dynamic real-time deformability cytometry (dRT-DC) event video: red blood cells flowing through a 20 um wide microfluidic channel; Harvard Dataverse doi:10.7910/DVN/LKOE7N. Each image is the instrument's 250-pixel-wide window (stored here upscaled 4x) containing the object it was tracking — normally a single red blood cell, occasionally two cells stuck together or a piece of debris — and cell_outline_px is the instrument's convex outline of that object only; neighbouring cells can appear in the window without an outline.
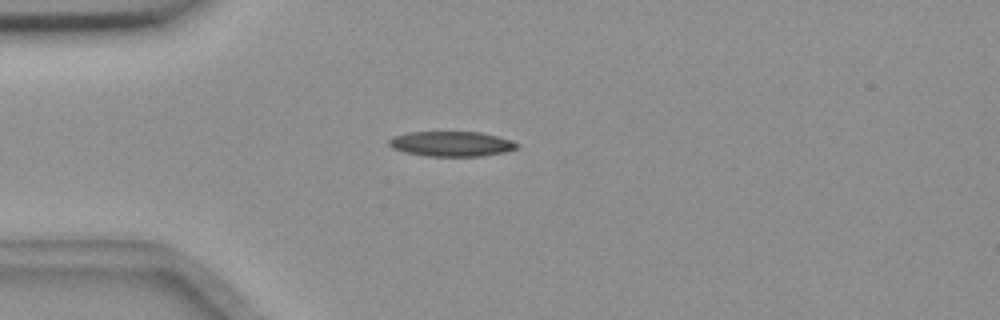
{"species": "common noctule bat (a hibernating species)", "species_latin": "Nyctalus noctula", "temperature_condition": "room temperature", "stored_images_in_passage": 1, "camera_frame_rate_fps": 3000, "um_per_image_px": 0.085, "animal": {"sex": "female", "body_mass_g": 18.4}, "frame": {"image": 1, "passage_image": 1, "time_ms": 0.0, "image_size_px": [1000, 320], "cell_outline_px": [[520, 144], [516, 148], [504, 152], [484, 156], [424, 156], [404, 152], [392, 148], [388, 144], [388, 140], [392, 136], [408, 132], [480, 132], [512, 140]], "centroid_in_image_um": [38.34, 12.23], "position_along_channel_um": 46.7, "area_um2": 18.79}}